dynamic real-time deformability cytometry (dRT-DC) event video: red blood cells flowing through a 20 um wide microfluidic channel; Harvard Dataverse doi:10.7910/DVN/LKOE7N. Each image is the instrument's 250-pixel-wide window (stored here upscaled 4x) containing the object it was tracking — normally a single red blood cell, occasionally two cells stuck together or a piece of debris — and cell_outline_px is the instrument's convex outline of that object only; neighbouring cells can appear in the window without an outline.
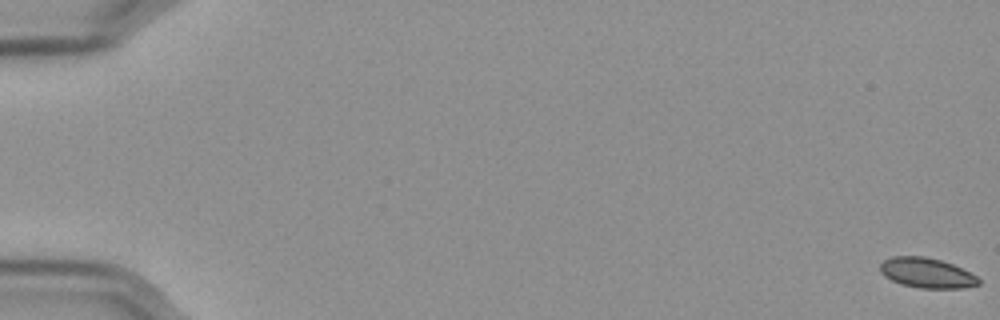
{"species": "Egyptian fruit bat (a non-hibernating species)", "species_latin": "Rousettus aegyptiacus", "temperature_condition": "cold", "stored_images_in_passage": 59, "camera_frame_rate_fps": 3000, "um_per_image_px": 0.085, "frame": {"image": 1, "passage_image": 1, "time_ms": 0.0, "image_size_px": [1000, 320], "cell_outline_px": [[980, 284], [960, 288], [920, 288], [900, 284], [884, 276], [880, 272], [880, 264], [884, 260], [892, 256], [924, 256], [940, 260], [952, 264], [976, 276], [980, 280]], "centroid_in_image_um": [78.73, 23.2], "position_along_channel_um": 6.3, "area_um2": 17.11}}
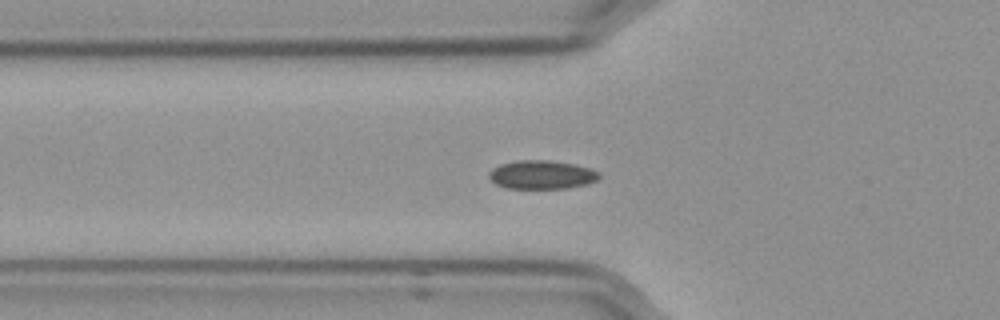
{"frame": {"image": 2, "passage_image": 22, "time_ms": 7.0, "image_size_px": [1000, 320], "cell_outline_px": [[600, 176], [596, 180], [588, 184], [568, 188], [504, 188], [496, 184], [488, 176], [488, 172], [492, 168], [500, 164], [516, 160], [548, 160], [576, 164], [592, 168], [600, 172]], "centroid_in_image_um": [46.06, 14.84], "position_along_channel_um": 79.7, "area_um2": 18.61}}
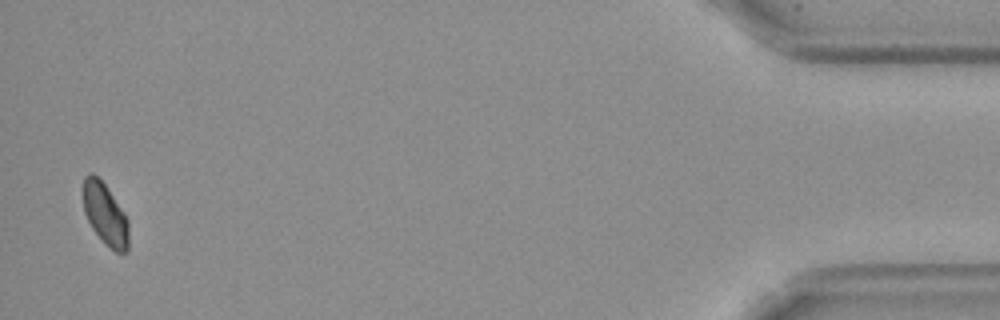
{"frame": {"image": 3, "passage_image": 58, "time_ms": 19.0, "image_size_px": [1000, 320], "cell_outline_px": [[128, 252], [116, 252], [104, 244], [92, 228], [84, 212], [84, 176], [88, 172], [92, 172], [104, 184], [124, 212], [128, 220]], "centroid_in_image_um": [8.95, 18.23], "position_along_channel_um": 426.3, "area_um2": 16.24}, "authors_computed_cell_mechanics": {"area_um2": 17.7446, "velocity_mm_per_s": 3.552, "shape_relaxation_time_tau1_ms": 9.4248, "shape_relaxation_time_tau2_ms": null, "deformation_change_tau1": 0.0804, "deformation_change_tau2": null}}